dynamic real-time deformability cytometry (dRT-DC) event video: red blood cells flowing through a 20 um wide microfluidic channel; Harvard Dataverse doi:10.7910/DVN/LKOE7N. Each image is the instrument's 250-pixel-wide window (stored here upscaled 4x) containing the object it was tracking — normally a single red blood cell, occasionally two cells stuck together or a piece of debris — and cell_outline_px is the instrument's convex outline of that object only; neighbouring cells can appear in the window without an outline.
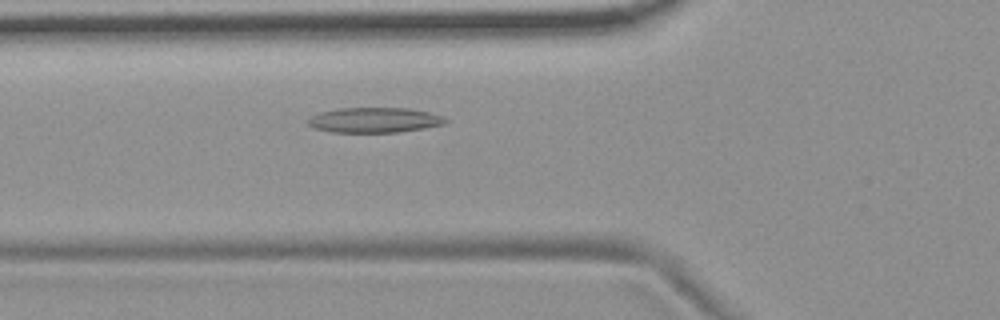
{"species": "common noctule bat (a hibernating species)", "species_latin": "Nyctalus noctula", "temperature_condition": "room temperature", "stored_images_in_passage": 37, "camera_frame_rate_fps": 3000, "um_per_image_px": 0.085, "animal": {"sex": "female", "body_mass_g": 19.9}, "frame": {"image": 1, "passage_image": 10, "time_ms": 3.0, "image_size_px": [1000, 320], "cell_outline_px": [[448, 120], [444, 124], [424, 128], [396, 132], [332, 132], [312, 128], [308, 124], [308, 120], [312, 116], [320, 112], [340, 108], [408, 108], [428, 112], [444, 116]], "centroid_in_image_um": [31.83, 10.2], "position_along_channel_um": 94.0, "area_um2": 20.06}}
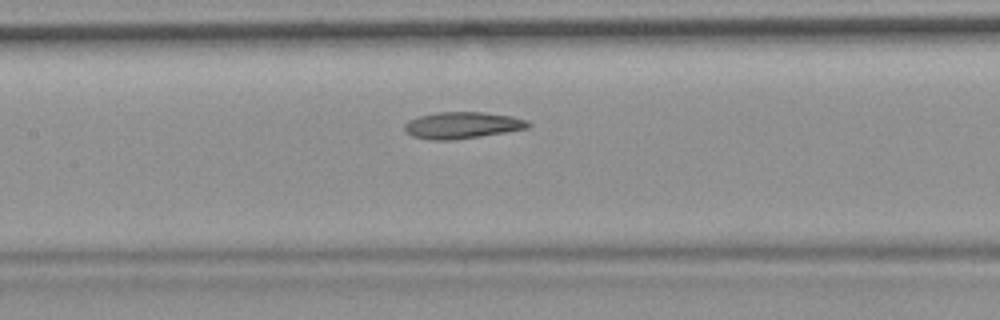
{"frame": {"image": 2, "passage_image": 16, "time_ms": 5.0, "image_size_px": [1000, 320], "cell_outline_px": [[532, 124], [528, 128], [480, 136], [452, 140], [428, 140], [412, 136], [404, 128], [404, 124], [408, 120], [420, 116], [436, 112], [484, 112], [512, 116], [528, 120]], "centroid_in_image_um": [39.29, 10.64], "position_along_channel_um": 168.1, "area_um2": 19.19}}
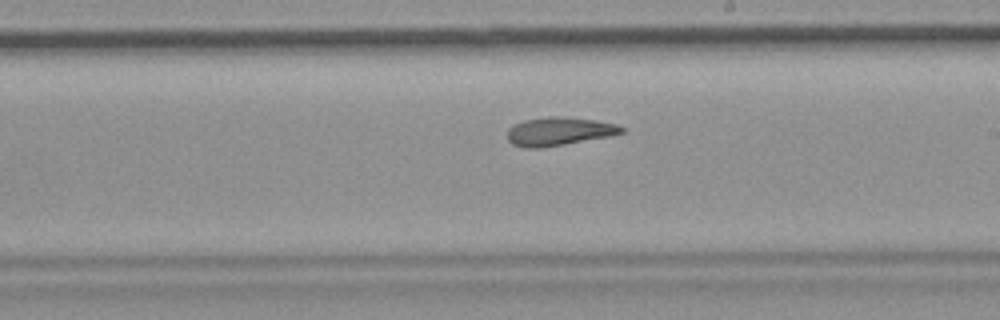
{"frame": {"image": 3, "passage_image": 22, "time_ms": 7.0, "image_size_px": [1000, 320], "cell_outline_px": [[624, 132], [612, 136], [540, 148], [524, 148], [512, 144], [508, 140], [508, 128], [524, 120], [548, 116], [564, 116], [596, 120], [616, 124], [624, 128]], "centroid_in_image_um": [47.53, 11.16], "position_along_channel_um": 241.5, "area_um2": 18.96}, "authors_computed_cell_mechanics": {"area_um2": 19.1896, "velocity_mm_per_s": 3.6857, "shape_relaxation_time_tau1_ms": 10.5448, "shape_relaxation_time_tau2_ms": null, "deformation_change_tau1": 0.2137, "deformation_change_tau2": null}}